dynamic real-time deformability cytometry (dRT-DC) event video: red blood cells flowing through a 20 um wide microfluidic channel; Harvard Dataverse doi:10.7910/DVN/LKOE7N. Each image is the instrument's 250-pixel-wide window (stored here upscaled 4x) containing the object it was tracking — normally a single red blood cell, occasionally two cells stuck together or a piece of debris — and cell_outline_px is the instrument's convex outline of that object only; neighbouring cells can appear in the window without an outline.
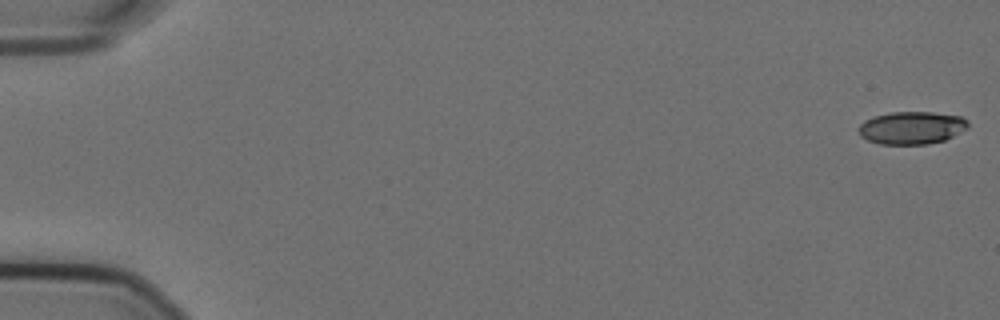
{"species": "Egyptian fruit bat (a non-hibernating species)", "species_latin": "Rousettus aegyptiacus", "temperature_condition": "cold", "stored_images_in_passage": 57, "camera_frame_rate_fps": 3000, "um_per_image_px": 0.085, "animal": {"sex": "female"}, "frame": {"image": 1, "passage_image": 1, "time_ms": 0.0, "image_size_px": [1000, 320], "cell_outline_px": [[968, 128], [944, 140], [928, 144], [880, 144], [868, 140], [860, 136], [856, 128], [864, 120], [876, 116], [892, 112], [932, 112], [960, 116], [968, 120]], "centroid_in_image_um": [77.47, 10.86], "position_along_channel_um": 7.5, "area_um2": 20.87}}
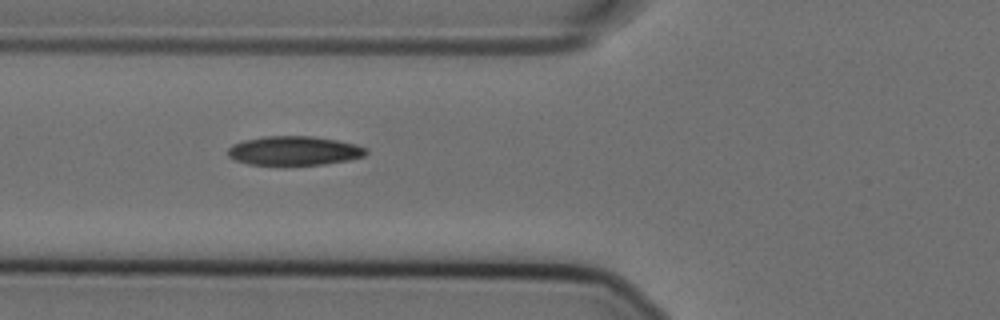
{"frame": {"image": 2, "passage_image": 22, "time_ms": 7.0, "image_size_px": [1000, 320], "cell_outline_px": [[368, 152], [364, 156], [348, 160], [324, 164], [248, 164], [236, 160], [228, 156], [228, 148], [232, 144], [244, 140], [264, 136], [312, 136], [336, 140], [356, 144], [368, 148]], "centroid_in_image_um": [25.02, 12.8], "position_along_channel_um": 100.8, "area_um2": 23.29}}
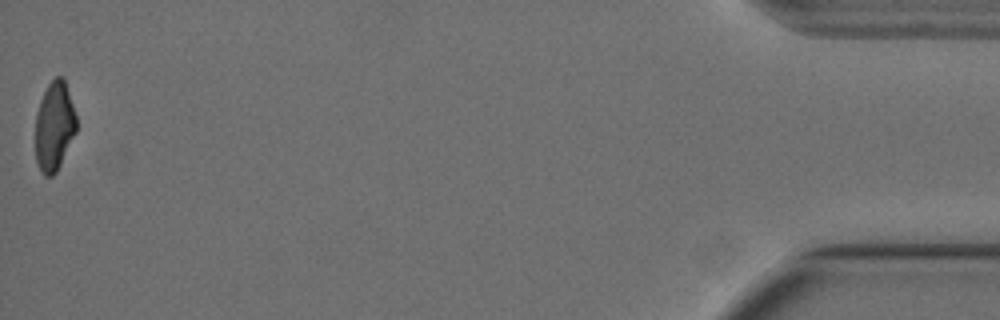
{"frame": {"image": 3, "passage_image": 57, "time_ms": 18.667, "image_size_px": [1000, 320], "cell_outline_px": [[76, 132], [56, 172], [52, 176], [44, 176], [40, 172], [36, 160], [36, 112], [40, 100], [48, 84], [56, 76], [64, 76], [76, 116]], "centroid_in_image_um": [4.61, 10.72], "position_along_channel_um": 430.6, "area_um2": 21.27}, "authors_computed_cell_mechanics": {"area_um2": 23.12, "velocity_mm_per_s": 3.602, "shape_relaxation_time_tau1_ms": 7.3832, "shape_relaxation_time_tau2_ms": 3.2096, "deformation_change_tau1": 0.1837, "deformation_change_tau2": 0.0901}}